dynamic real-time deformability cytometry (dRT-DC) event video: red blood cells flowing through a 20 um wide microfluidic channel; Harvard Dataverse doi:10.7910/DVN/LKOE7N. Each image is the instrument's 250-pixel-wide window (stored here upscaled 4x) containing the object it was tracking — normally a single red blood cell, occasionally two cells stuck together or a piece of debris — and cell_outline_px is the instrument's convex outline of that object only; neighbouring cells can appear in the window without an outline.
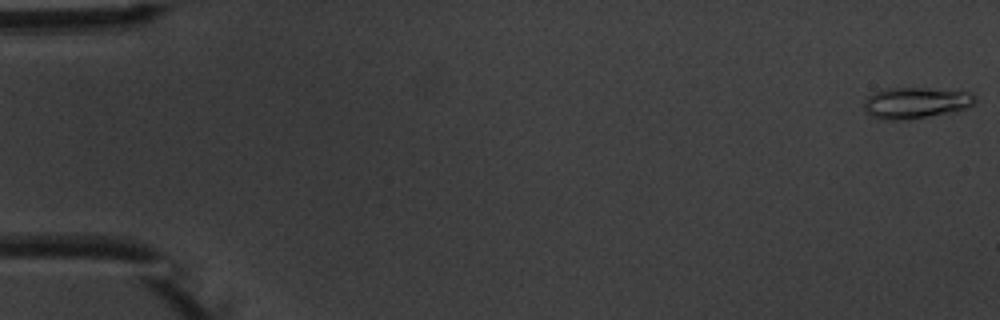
{"species": "common noctule bat (a hibernating species)", "species_latin": "Nyctalus noctula", "temperature_condition": "warm", "stored_images_in_passage": 5, "camera_frame_rate_fps": 3000, "um_per_image_px": 0.085, "animal": {"sex": "male", "body_mass_g": 20.1, "forearm_length_mm": 53.5}, "frame": {"image": 1, "passage_image": 1, "time_ms": 0.0, "image_size_px": [1000, 320], "cell_outline_px": [[976, 100], [968, 108], [956, 112], [904, 120], [888, 120], [872, 116], [864, 108], [864, 100], [872, 92], [884, 88], [928, 88], [968, 92]], "centroid_in_image_um": [77.82, 8.74], "position_along_channel_um": 7.2, "area_um2": 20.23}}
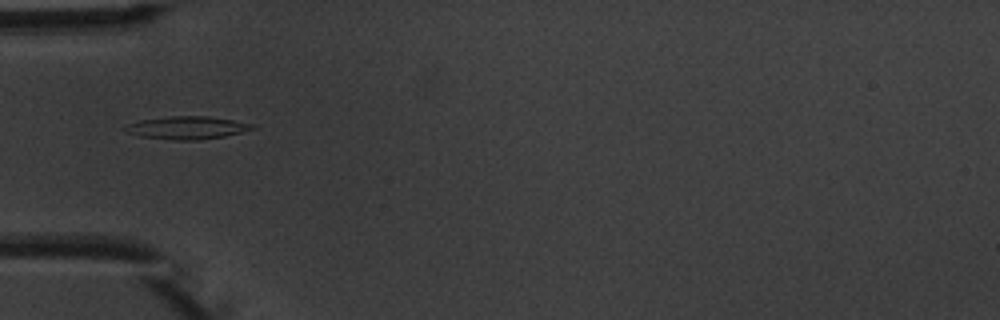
{"frame": {"image": 2, "passage_image": 5, "time_ms": 5.667, "image_size_px": [1000, 320], "cell_outline_px": [[260, 128], [224, 136], [200, 140], [172, 140], [140, 136], [128, 132], [120, 128], [128, 124], [140, 120], [168, 116], [208, 116], [256, 124]], "centroid_in_image_um": [15.94, 10.85], "position_along_channel_um": 69.1, "area_um2": 17.11}}